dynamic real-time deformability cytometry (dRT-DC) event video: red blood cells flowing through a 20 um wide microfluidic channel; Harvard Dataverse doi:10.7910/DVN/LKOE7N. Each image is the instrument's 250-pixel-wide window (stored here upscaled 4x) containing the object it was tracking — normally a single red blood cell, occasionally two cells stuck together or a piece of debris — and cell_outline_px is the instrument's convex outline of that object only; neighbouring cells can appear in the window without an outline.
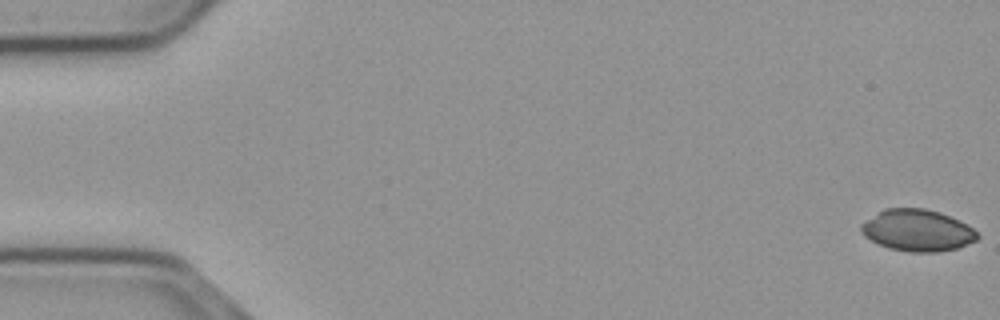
{"species": "common noctule bat (a hibernating species)", "species_latin": "Nyctalus noctula", "temperature_condition": "cold", "stored_images_in_passage": 56, "camera_frame_rate_fps": 3000, "um_per_image_px": 0.085, "animal": {"sex": "male", "body_mass_g": 23.1, "forearm_length_mm": 52.7}, "frame": {"image": 1, "passage_image": 1, "time_ms": 0.0, "image_size_px": [1000, 320], "cell_outline_px": [[980, 236], [976, 240], [956, 248], [940, 252], [908, 252], [888, 248], [864, 236], [860, 232], [860, 224], [884, 208], [924, 208], [940, 212], [960, 220], [972, 228]], "centroid_in_image_um": [77.97, 19.58], "position_along_channel_um": 7.0, "area_um2": 28.26}}
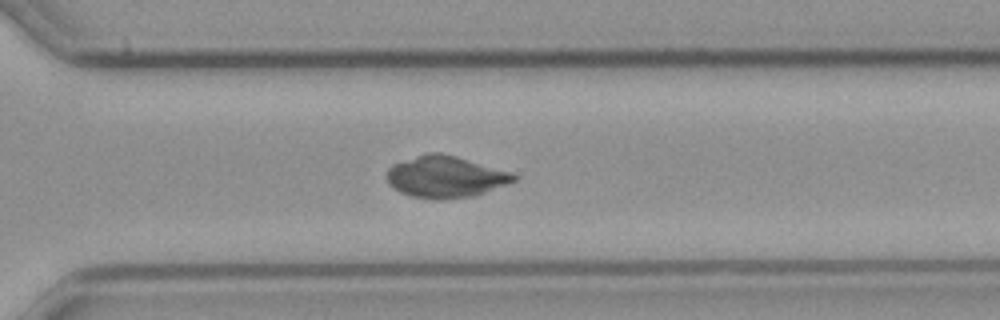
{"frame": {"image": 2, "passage_image": 40, "time_ms": 13.0, "image_size_px": [1000, 320], "cell_outline_px": [[516, 180], [484, 192], [472, 196], [444, 200], [436, 200], [408, 196], [400, 192], [388, 180], [388, 168], [392, 164], [428, 152], [440, 152], [456, 156], [508, 172], [516, 176]], "centroid_in_image_um": [37.81, 15.04], "position_along_channel_um": 332.8, "area_um2": 30.29}}
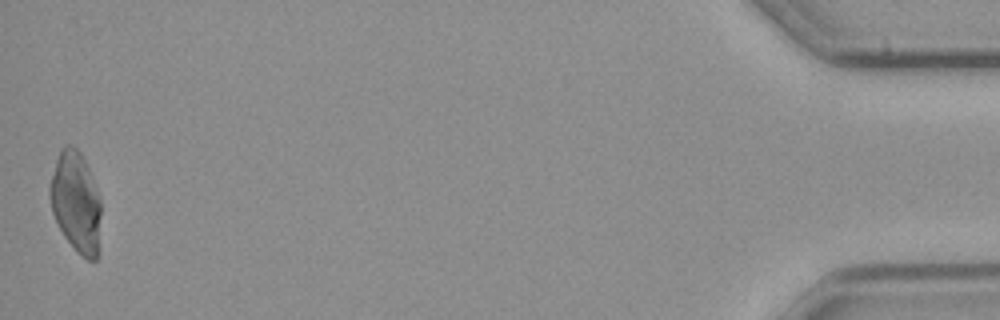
{"frame": {"image": 3, "passage_image": 56, "time_ms": 18.333, "image_size_px": [1000, 320], "cell_outline_px": [[100, 256], [96, 260], [88, 260], [76, 252], [64, 236], [52, 212], [48, 196], [48, 188], [56, 160], [60, 148], [64, 144], [72, 144], [80, 152], [92, 176], [100, 200]], "centroid_in_image_um": [6.45, 17.21], "position_along_channel_um": 428.7, "area_um2": 30.46}}